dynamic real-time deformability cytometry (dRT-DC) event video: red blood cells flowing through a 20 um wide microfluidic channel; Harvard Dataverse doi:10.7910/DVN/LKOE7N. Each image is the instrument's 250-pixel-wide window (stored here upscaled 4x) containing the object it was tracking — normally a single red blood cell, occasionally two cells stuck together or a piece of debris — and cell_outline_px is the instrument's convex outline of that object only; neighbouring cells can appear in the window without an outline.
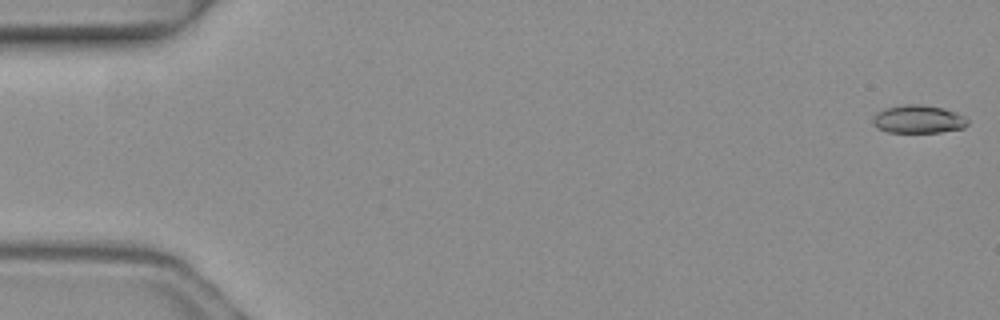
{"species": "common noctule bat (a hibernating species)", "species_latin": "Nyctalus noctula", "temperature_condition": "warm", "stored_images_in_passage": 5, "camera_frame_rate_fps": 3000, "um_per_image_px": 0.085, "animal": {"sex": "female", "body_mass_g": 19.3, "forearm_length_mm": 54.1}, "frame": {"image": 1, "passage_image": 1, "time_ms": 0.0, "image_size_px": [1000, 320], "cell_outline_px": [[968, 124], [964, 128], [940, 132], [888, 132], [876, 128], [872, 124], [872, 120], [876, 112], [884, 108], [904, 104], [920, 104], [944, 108], [956, 112], [964, 116], [968, 120]], "centroid_in_image_um": [78.04, 10.13], "position_along_channel_um": 7.0, "area_um2": 15.72}}
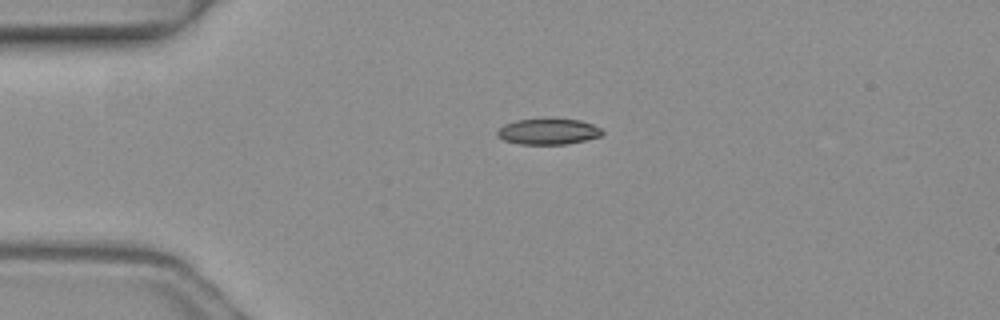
{"frame": {"image": 2, "passage_image": 4, "time_ms": 1.0, "image_size_px": [1000, 320], "cell_outline_px": [[604, 132], [600, 136], [584, 140], [564, 144], [520, 144], [504, 140], [496, 136], [496, 132], [504, 124], [516, 120], [580, 120], [592, 124], [600, 128]], "centroid_in_image_um": [46.57, 11.2], "position_along_channel_um": 38.4, "area_um2": 15.43}}
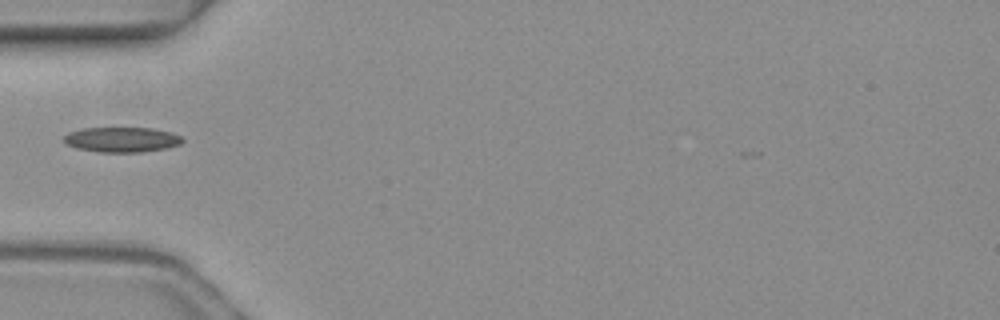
{"frame": {"image": 3, "passage_image": 5, "time_ms": 1.333, "image_size_px": [1000, 320], "cell_outline_px": [[184, 140], [180, 144], [168, 148], [140, 152], [100, 152], [76, 148], [68, 144], [64, 140], [64, 136], [68, 132], [84, 128], [152, 128], [172, 132], [180, 136]], "centroid_in_image_um": [10.38, 11.86], "position_along_channel_um": 74.6, "area_um2": 17.28}}